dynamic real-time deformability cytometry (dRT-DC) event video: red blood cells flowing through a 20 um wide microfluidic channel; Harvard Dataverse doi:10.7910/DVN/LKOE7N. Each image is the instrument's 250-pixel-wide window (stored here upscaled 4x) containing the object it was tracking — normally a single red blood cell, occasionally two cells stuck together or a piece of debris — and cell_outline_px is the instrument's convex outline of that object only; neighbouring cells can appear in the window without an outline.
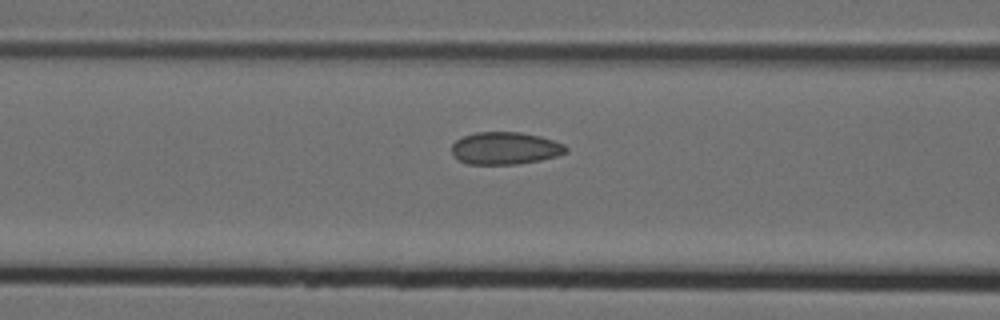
{"species": "Egyptian fruit bat (a non-hibernating species)", "species_latin": "Rousettus aegyptiacus", "temperature_condition": "cold", "stored_images_in_passage": 14, "camera_frame_rate_fps": 3000, "um_per_image_px": 0.085, "animal": {"sex": "female"}, "frame": {"image": 1, "passage_image": 12, "time_ms": 3.667, "image_size_px": [1000, 320], "cell_outline_px": [[568, 152], [556, 156], [540, 160], [516, 164], [468, 164], [452, 156], [452, 144], [456, 140], [464, 136], [476, 132], [520, 132], [540, 136], [564, 144], [568, 148]], "centroid_in_image_um": [42.94, 12.6], "position_along_channel_um": 123.7, "area_um2": 21.56}}